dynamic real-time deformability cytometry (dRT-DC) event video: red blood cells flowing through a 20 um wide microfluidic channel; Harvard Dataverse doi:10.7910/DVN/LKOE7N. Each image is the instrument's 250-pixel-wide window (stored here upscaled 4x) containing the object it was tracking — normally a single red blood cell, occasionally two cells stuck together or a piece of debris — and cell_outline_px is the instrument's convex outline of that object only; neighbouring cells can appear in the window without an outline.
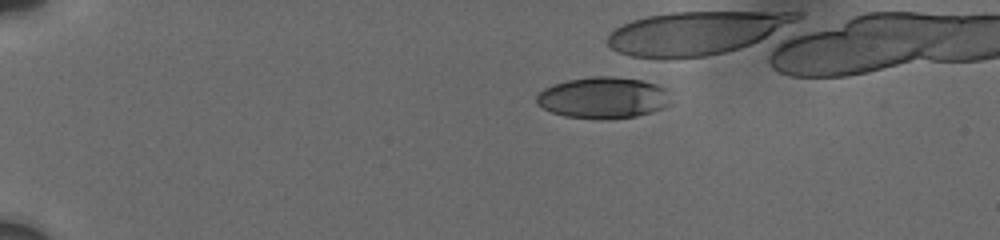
{"species": "human", "species_latin": "Homo sapiens", "temperature_condition": "cold", "stored_images_in_passage": 12, "camera_frame_rate_fps": 3000, "um_per_image_px": 0.085, "donor": {"sex": "male"}, "frame": {"image": 1, "passage_image": 9, "time_ms": 3.333, "image_size_px": [1000, 240], "cell_outline_px": [[672, 104], [636, 116], [604, 120], [564, 116], [552, 112], [536, 104], [536, 96], [544, 88], [552, 84], [568, 80], [592, 76], [612, 76], [640, 80], [656, 84], [668, 88]], "centroid_in_image_um": [51.28, 8.3], "position_along_channel_um": 33.7, "area_um2": 32.6}}